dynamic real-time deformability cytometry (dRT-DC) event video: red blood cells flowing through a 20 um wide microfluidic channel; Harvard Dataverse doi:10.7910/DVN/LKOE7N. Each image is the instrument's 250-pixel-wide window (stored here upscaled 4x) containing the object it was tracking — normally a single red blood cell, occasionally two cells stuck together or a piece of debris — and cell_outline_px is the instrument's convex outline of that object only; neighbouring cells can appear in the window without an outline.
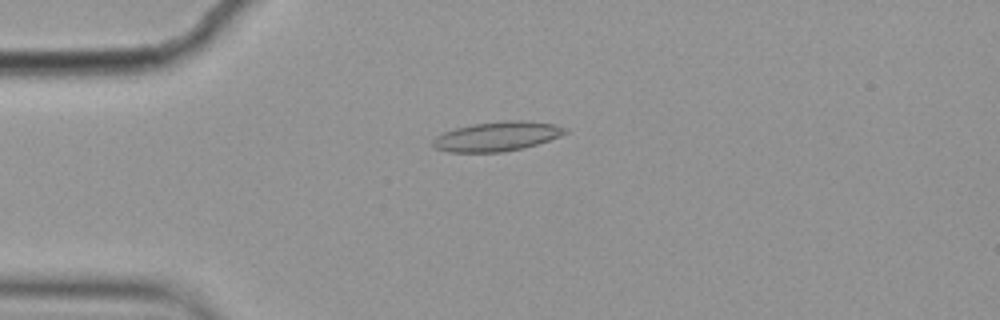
{"species": "common noctule bat (a hibernating species)", "species_latin": "Nyctalus noctula", "temperature_condition": "cold", "stored_images_in_passage": 4, "camera_frame_rate_fps": 3000, "um_per_image_px": 0.085, "animal": {"sex": "female", "body_mass_g": 19.9}, "frame": {"image": 1, "passage_image": 4, "time_ms": 1.0, "image_size_px": [1000, 320], "cell_outline_px": [[568, 132], [560, 136], [524, 148], [500, 152], [448, 152], [432, 148], [432, 140], [436, 136], [444, 132], [456, 128], [472, 124], [504, 120], [520, 120], [556, 124], [568, 128]], "centroid_in_image_um": [42.23, 11.59], "position_along_channel_um": 42.8, "area_um2": 22.83}}